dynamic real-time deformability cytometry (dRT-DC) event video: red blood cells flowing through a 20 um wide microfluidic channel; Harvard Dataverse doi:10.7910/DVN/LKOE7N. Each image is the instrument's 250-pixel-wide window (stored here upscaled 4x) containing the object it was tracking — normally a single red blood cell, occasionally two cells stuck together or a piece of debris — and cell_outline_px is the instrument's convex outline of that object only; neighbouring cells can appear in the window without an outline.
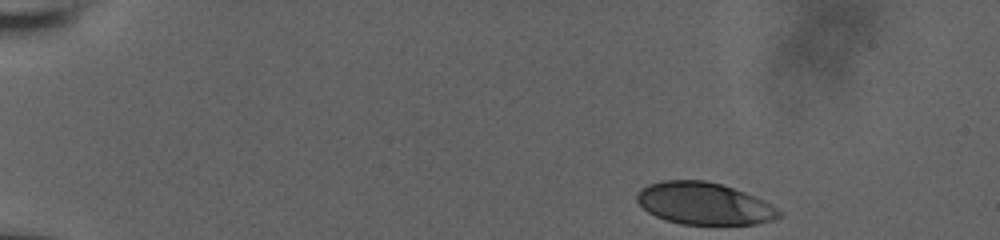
{"species": "human", "species_latin": "Homo sapiens", "temperature_condition": "room temperature", "stored_images_in_passage": 42, "camera_frame_rate_fps": 3000, "um_per_image_px": 0.085, "donor": {"sex": "male"}, "frame": {"image": 1, "passage_image": 1, "time_ms": 0.0, "image_size_px": [1000, 240], "cell_outline_px": [[780, 216], [772, 220], [756, 224], [680, 224], [656, 216], [648, 212], [636, 200], [636, 196], [640, 188], [648, 184], [664, 180], [704, 180], [720, 184], [744, 192], [776, 208], [780, 212]], "centroid_in_image_um": [59.79, 17.3], "position_along_channel_um": 25.2, "area_um2": 34.33}}
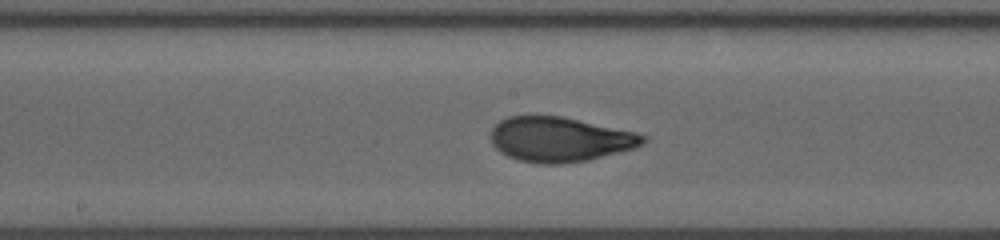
{"frame": {"image": 2, "passage_image": 24, "time_ms": 7.667, "image_size_px": [1000, 240], "cell_outline_px": [[648, 140], [636, 148], [588, 160], [560, 164], [540, 164], [520, 160], [508, 156], [500, 152], [492, 144], [492, 128], [500, 120], [508, 116], [560, 116], [636, 132], [648, 136]], "centroid_in_image_um": [47.61, 11.85], "position_along_channel_um": 200.6, "area_um2": 39.65}}
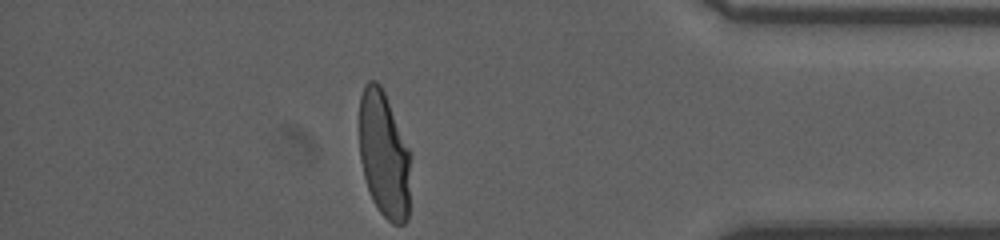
{"frame": {"image": 3, "passage_image": 42, "time_ms": 13.667, "image_size_px": [1000, 240], "cell_outline_px": [[412, 156], [408, 220], [404, 224], [392, 224], [380, 212], [372, 200], [364, 176], [360, 160], [360, 96], [364, 84], [368, 80], [376, 80], [380, 84], [384, 92], [412, 152]], "centroid_in_image_um": [32.68, 13.16], "position_along_channel_um": 402.5, "area_um2": 38.61}, "authors_computed_cell_mechanics": {"area_um2": 38.8994, "velocity_mm_per_s": 3.8404, "shape_relaxation_time_tau1_ms": 3.9187, "shape_relaxation_time_tau2_ms": null, "deformation_change_tau1": 0.1861, "deformation_change_tau2": null}}